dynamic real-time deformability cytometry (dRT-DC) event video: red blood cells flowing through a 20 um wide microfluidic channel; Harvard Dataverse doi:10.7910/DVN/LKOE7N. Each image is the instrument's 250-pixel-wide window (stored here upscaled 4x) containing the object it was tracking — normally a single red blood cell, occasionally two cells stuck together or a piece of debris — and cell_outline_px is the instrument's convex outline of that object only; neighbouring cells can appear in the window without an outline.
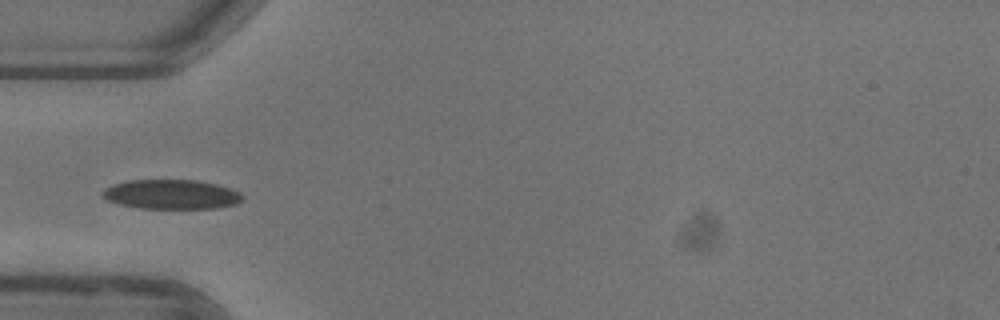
{"species": "common noctule bat (a hibernating species)", "species_latin": "Nyctalus noctula", "temperature_condition": "warm", "stored_images_in_passage": 6, "camera_frame_rate_fps": 3000, "um_per_image_px": 0.085, "animal": {"sex": "female"}, "frame": {"image": 1, "passage_image": 1, "time_ms": 0.0, "image_size_px": [1000, 320], "cell_outline_px": [[244, 200], [236, 204], [216, 208], [140, 208], [120, 204], [108, 200], [100, 196], [100, 192], [104, 188], [112, 184], [128, 180], [196, 180], [216, 184], [240, 192], [244, 196]], "centroid_in_image_um": [14.54, 16.52], "position_along_channel_um": 70.5, "area_um2": 24.16}}
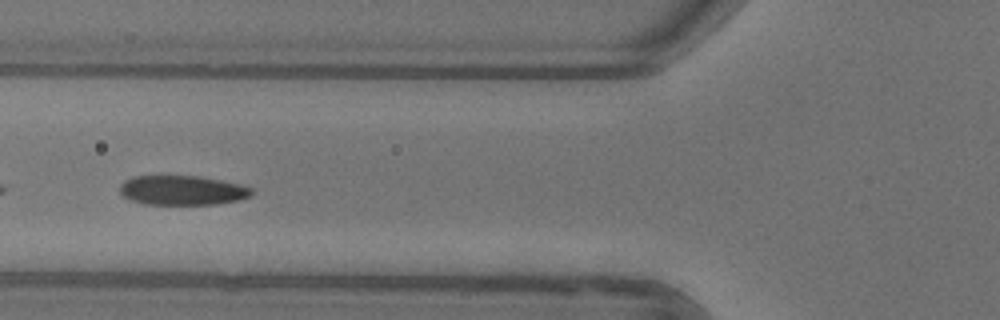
{"frame": {"image": 2, "passage_image": 4, "time_ms": 1.0, "image_size_px": [1000, 320], "cell_outline_px": [[252, 196], [240, 200], [212, 204], [144, 204], [128, 200], [120, 192], [120, 184], [124, 180], [132, 176], [200, 176], [240, 184], [252, 188]], "centroid_in_image_um": [15.47, 16.17], "position_along_channel_um": 110.3, "area_um2": 22.77}}